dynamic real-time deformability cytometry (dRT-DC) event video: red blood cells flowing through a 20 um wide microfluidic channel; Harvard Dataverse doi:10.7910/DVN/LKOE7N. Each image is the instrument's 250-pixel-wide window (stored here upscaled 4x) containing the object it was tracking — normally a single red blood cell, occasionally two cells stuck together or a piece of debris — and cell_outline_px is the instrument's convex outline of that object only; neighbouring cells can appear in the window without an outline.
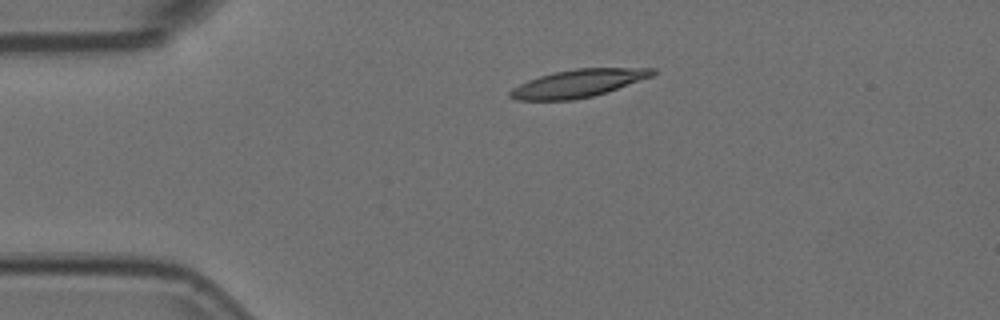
{"species": "Egyptian fruit bat (a non-hibernating species)", "species_latin": "Rousettus aegyptiacus", "temperature_condition": "room temperature", "stored_images_in_passage": 3, "camera_frame_rate_fps": 3000, "um_per_image_px": 0.085, "animal": {"sex": "female"}, "frame": {"image": 1, "passage_image": 1, "time_ms": 0.0, "image_size_px": [1000, 320], "cell_outline_px": [[656, 72], [652, 76], [592, 96], [572, 100], [516, 100], [508, 96], [508, 92], [512, 88], [528, 80], [552, 72], [576, 68], [656, 68]], "centroid_in_image_um": [49.09, 7.08], "position_along_channel_um": 35.9, "area_um2": 22.77}}